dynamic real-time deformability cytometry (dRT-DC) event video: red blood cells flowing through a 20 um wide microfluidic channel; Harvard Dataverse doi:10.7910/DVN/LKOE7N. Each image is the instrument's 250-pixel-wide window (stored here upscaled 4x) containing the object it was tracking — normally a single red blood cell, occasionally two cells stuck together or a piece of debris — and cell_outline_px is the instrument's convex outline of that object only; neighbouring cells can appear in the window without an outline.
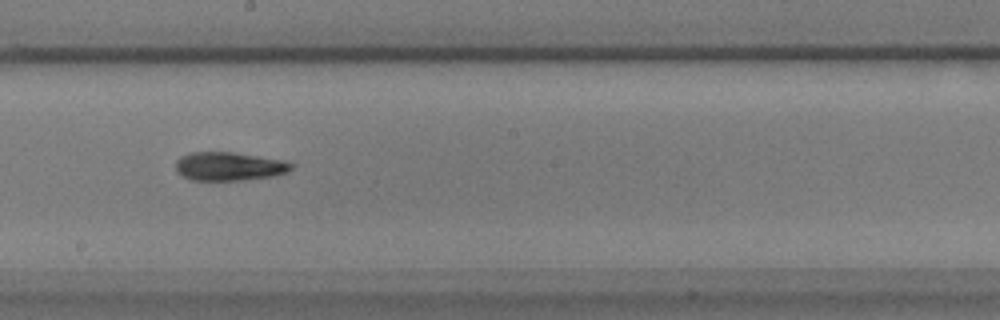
{"species": "common noctule bat (a hibernating species)", "species_latin": "Nyctalus noctula", "temperature_condition": "warm", "stored_images_in_passage": 39, "camera_frame_rate_fps": 3000, "um_per_image_px": 0.085, "animal": {"sex": "male", "body_mass_g": 17.9}, "frame": {"image": 1, "passage_image": 17, "time_ms": 5.333, "image_size_px": [1000, 320], "cell_outline_px": [[296, 164], [288, 172], [272, 176], [244, 180], [192, 180], [180, 176], [176, 172], [176, 160], [180, 156], [188, 152], [232, 152], [284, 160]], "centroid_in_image_um": [19.45, 14.14], "position_along_channel_um": 228.7, "area_um2": 19.48}, "authors_computed_cell_mechanics": {"area_um2": 19.074, "velocity_mm_per_s": 3.5468, "shape_relaxation_time_tau1_ms": 6.7473, "shape_relaxation_time_tau2_ms": 6.9129, "deformation_change_tau1": 0.1838, "deformation_change_tau2": 0.1808}}